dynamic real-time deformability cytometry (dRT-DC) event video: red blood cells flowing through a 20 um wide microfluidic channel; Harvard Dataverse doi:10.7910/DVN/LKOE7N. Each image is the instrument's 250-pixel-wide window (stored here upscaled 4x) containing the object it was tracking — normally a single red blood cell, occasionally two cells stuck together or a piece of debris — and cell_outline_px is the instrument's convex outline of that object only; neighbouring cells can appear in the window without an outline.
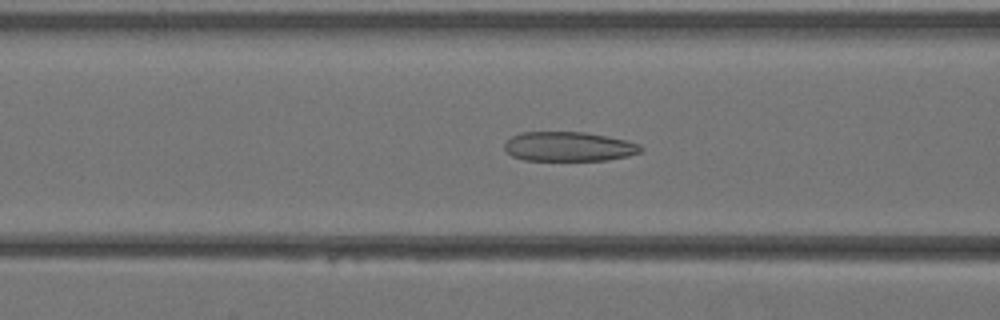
{"species": "Egyptian fruit bat (a non-hibernating species)", "species_latin": "Rousettus aegyptiacus", "temperature_condition": "warm", "stored_images_in_passage": 40, "camera_frame_rate_fps": 3000, "um_per_image_px": 0.085, "animal": {"sex": "female"}, "frame": {"image": 1, "passage_image": 16, "time_ms": 5.0, "image_size_px": [1000, 320], "cell_outline_px": [[644, 148], [640, 152], [628, 156], [608, 160], [524, 160], [512, 156], [504, 148], [504, 144], [512, 136], [520, 132], [584, 132], [608, 136], [628, 140], [640, 144]], "centroid_in_image_um": [48.38, 12.45], "position_along_channel_um": 118.2, "area_um2": 23.52}}
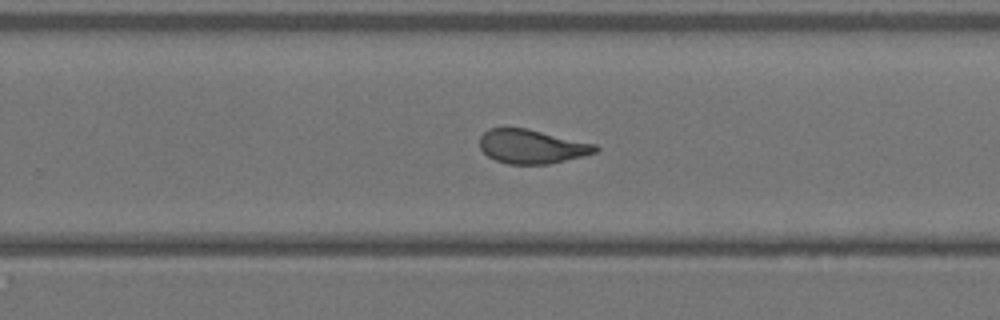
{"frame": {"image": 2, "passage_image": 26, "time_ms": 8.333, "image_size_px": [1000, 320], "cell_outline_px": [[600, 148], [596, 152], [584, 156], [548, 164], [508, 164], [496, 160], [488, 156], [480, 148], [480, 136], [488, 128], [528, 128], [596, 144]], "centroid_in_image_um": [45.21, 12.45], "position_along_channel_um": 284.6, "area_um2": 23.0}}
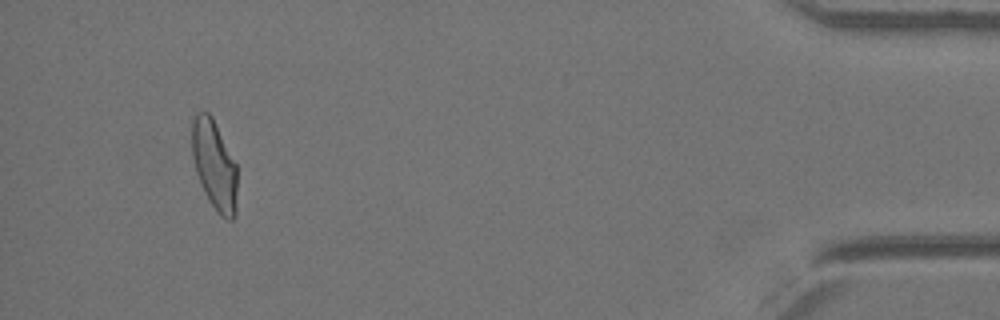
{"frame": {"image": 3, "passage_image": 38, "time_ms": 12.333, "image_size_px": [1000, 320], "cell_outline_px": [[236, 216], [232, 220], [228, 220], [220, 216], [216, 212], [204, 192], [196, 172], [192, 156], [192, 120], [196, 112], [208, 112], [212, 116], [236, 164]], "centroid_in_image_um": [18.21, 14.05], "position_along_channel_um": 417.0, "area_um2": 23.58}}